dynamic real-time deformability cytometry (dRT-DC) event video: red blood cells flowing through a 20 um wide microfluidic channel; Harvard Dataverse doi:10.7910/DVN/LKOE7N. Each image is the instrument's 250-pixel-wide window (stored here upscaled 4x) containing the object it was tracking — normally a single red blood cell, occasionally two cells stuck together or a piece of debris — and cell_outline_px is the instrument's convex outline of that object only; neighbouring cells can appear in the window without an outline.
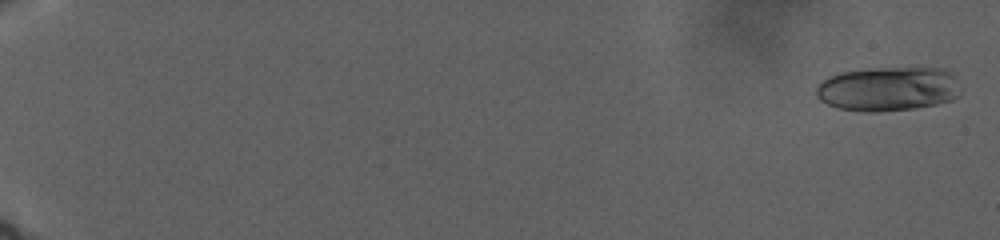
{"species": "human", "species_latin": "Homo sapiens", "temperature_condition": "warm", "stored_images_in_passage": 87, "camera_frame_rate_fps": 3000, "um_per_image_px": 0.085, "donor": {"sex": "male"}, "frame": {"image": 1, "passage_image": 2, "time_ms": 0.667, "image_size_px": [1000, 240], "cell_outline_px": [[960, 96], [952, 100], [936, 104], [916, 108], [876, 112], [864, 112], [836, 108], [820, 100], [816, 96], [816, 88], [828, 76], [840, 72], [868, 68], [944, 68], [956, 72], [960, 84]], "centroid_in_image_um": [75.55, 7.55], "position_along_channel_um": 9.4, "area_um2": 38.03}}
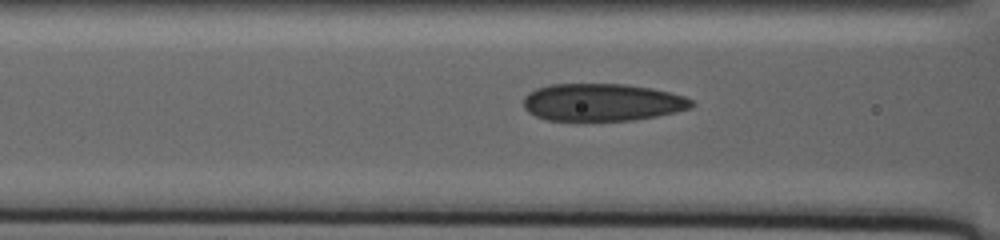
{"frame": {"image": 2, "passage_image": 49, "time_ms": 19.0, "image_size_px": [1000, 240], "cell_outline_px": [[696, 104], [692, 108], [676, 112], [656, 116], [632, 120], [548, 120], [536, 116], [528, 112], [524, 108], [524, 96], [528, 92], [536, 88], [548, 84], [624, 84], [652, 88], [684, 96], [692, 100]], "centroid_in_image_um": [51.18, 8.69], "position_along_channel_um": 115.4, "area_um2": 36.76}}
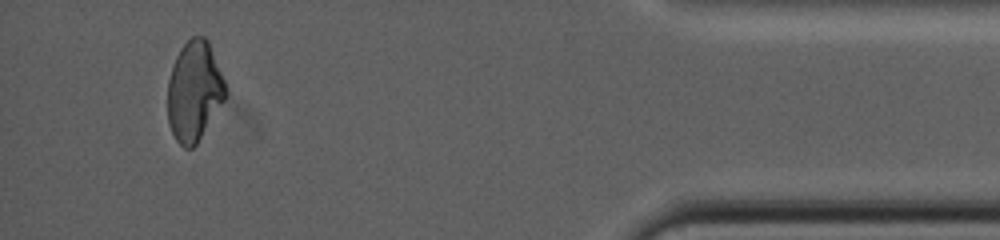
{"frame": {"image": 3, "passage_image": 84, "time_ms": 37.667, "image_size_px": [1000, 240], "cell_outline_px": [[228, 92], [224, 100], [196, 144], [192, 148], [184, 148], [176, 140], [168, 124], [168, 80], [172, 64], [176, 56], [184, 44], [192, 36], [204, 36], [208, 40], [228, 88]], "centroid_in_image_um": [16.51, 7.74], "position_along_channel_um": 418.7, "area_um2": 33.7}}